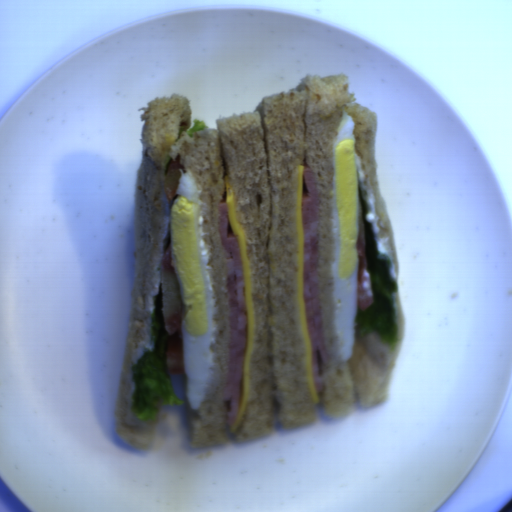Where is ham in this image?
<instances>
[{
	"mask_svg": "<svg viewBox=\"0 0 512 512\" xmlns=\"http://www.w3.org/2000/svg\"><path fill=\"white\" fill-rule=\"evenodd\" d=\"M219 238L226 254V298L229 312V350L222 406L229 427L235 424L241 407V379L247 348V302L245 279L237 238L228 217V204L220 198Z\"/></svg>",
	"mask_w": 512,
	"mask_h": 512,
	"instance_id": "obj_1",
	"label": "ham"
},
{
	"mask_svg": "<svg viewBox=\"0 0 512 512\" xmlns=\"http://www.w3.org/2000/svg\"><path fill=\"white\" fill-rule=\"evenodd\" d=\"M302 227V290L307 333L310 341L312 377L317 393L323 391L326 385L328 368L318 290L321 212L316 173L306 162L302 171Z\"/></svg>",
	"mask_w": 512,
	"mask_h": 512,
	"instance_id": "obj_2",
	"label": "ham"
}]
</instances>
